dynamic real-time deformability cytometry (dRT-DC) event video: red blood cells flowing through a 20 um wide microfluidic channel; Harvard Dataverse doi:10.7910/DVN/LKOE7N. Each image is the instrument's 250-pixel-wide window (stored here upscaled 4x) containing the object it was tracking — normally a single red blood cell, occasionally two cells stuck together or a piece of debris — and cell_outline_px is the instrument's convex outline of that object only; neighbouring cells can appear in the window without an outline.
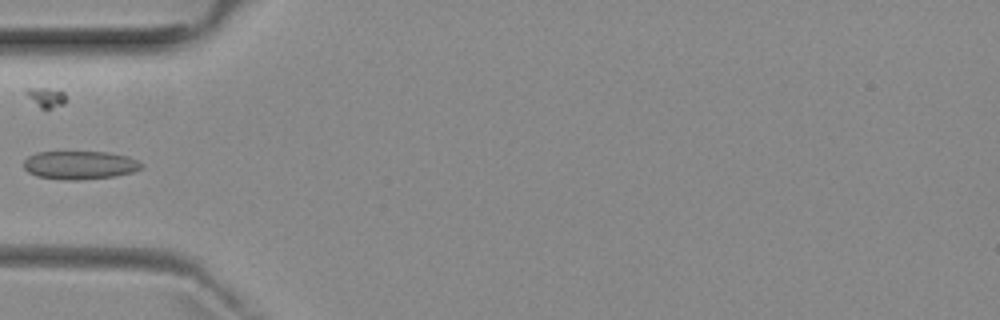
{"species": "common noctule bat (a hibernating species)", "species_latin": "Nyctalus noctula", "temperature_condition": "room temperature", "stored_images_in_passage": 5, "camera_frame_rate_fps": 3000, "um_per_image_px": 0.085, "animal": {"sex": "female", "body_mass_g": 29.2, "forearm_length_mm": 56.3}, "frame": {"image": 1, "passage_image": 5, "time_ms": 5.0, "image_size_px": [1000, 320], "cell_outline_px": [[144, 168], [132, 172], [116, 176], [80, 180], [64, 180], [36, 176], [28, 172], [24, 168], [24, 160], [28, 156], [36, 152], [108, 152], [128, 156], [144, 164]], "centroid_in_image_um": [6.8, 14.03], "position_along_channel_um": 78.2, "area_um2": 19.65}}